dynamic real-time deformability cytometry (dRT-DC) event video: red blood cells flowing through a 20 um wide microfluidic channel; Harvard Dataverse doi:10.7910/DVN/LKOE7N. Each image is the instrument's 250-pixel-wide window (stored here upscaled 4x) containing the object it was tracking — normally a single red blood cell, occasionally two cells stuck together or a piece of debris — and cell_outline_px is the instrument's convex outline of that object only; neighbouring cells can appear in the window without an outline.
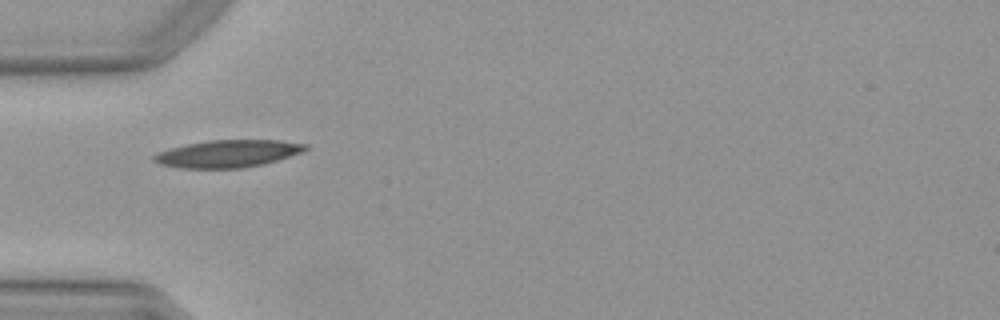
{"species": "Egyptian fruit bat (a non-hibernating species)", "species_latin": "Rousettus aegyptiacus", "temperature_condition": "warm", "stored_images_in_passage": 33, "camera_frame_rate_fps": 3000, "um_per_image_px": 0.085, "animal": {"sex": "female"}, "frame": {"image": 1, "passage_image": 1, "time_ms": 0.0, "image_size_px": [1000, 320], "cell_outline_px": [[308, 148], [304, 152], [264, 164], [240, 168], [180, 168], [160, 164], [152, 160], [152, 156], [160, 152], [172, 148], [188, 144], [208, 140], [280, 140], [308, 144]], "centroid_in_image_um": [19.41, 13.06], "position_along_channel_um": 65.6, "area_um2": 24.1}}
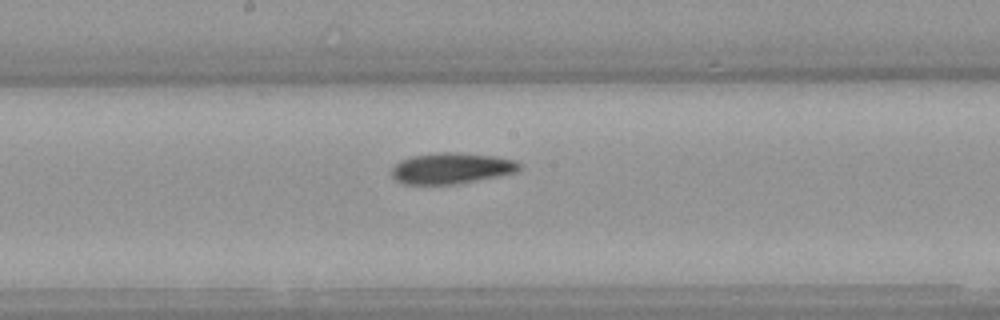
{"frame": {"image": 2, "passage_image": 12, "time_ms": 3.667, "image_size_px": [1000, 320], "cell_outline_px": [[524, 168], [516, 172], [500, 176], [456, 184], [404, 184], [396, 180], [392, 176], [392, 168], [400, 160], [412, 156], [436, 152], [456, 152], [496, 156], [516, 160]], "centroid_in_image_um": [38.41, 14.3], "position_along_channel_um": 209.8, "area_um2": 23.29}}
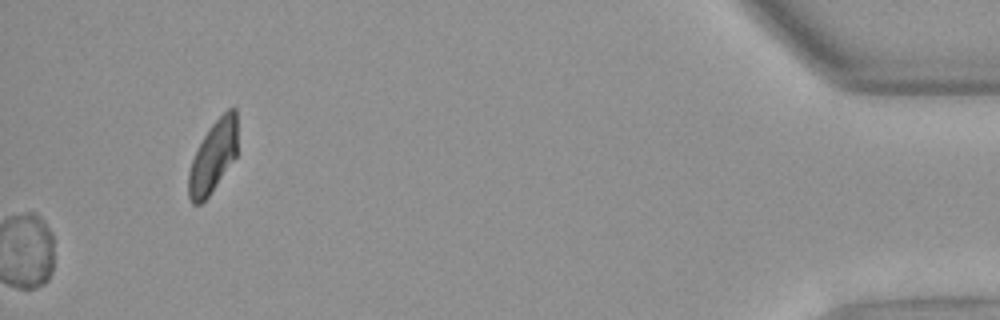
{"frame": {"image": 3, "passage_image": 33, "time_ms": 10.667, "image_size_px": [1000, 320], "cell_outline_px": [[236, 156], [208, 196], [200, 204], [192, 204], [188, 196], [188, 172], [192, 160], [204, 136], [212, 124], [228, 108], [236, 108]], "centroid_in_image_um": [18.09, 13.34], "position_along_channel_um": 417.1, "area_um2": 19.94}, "authors_computed_cell_mechanics": {"area_um2": 23.5246, "velocity_mm_per_s": 3.9651, "shape_relaxation_time_tau1_ms": 6.1435, "shape_relaxation_time_tau2_ms": 8.948, "deformation_change_tau1": 0.1686, "deformation_change_tau2": 0.1719}}